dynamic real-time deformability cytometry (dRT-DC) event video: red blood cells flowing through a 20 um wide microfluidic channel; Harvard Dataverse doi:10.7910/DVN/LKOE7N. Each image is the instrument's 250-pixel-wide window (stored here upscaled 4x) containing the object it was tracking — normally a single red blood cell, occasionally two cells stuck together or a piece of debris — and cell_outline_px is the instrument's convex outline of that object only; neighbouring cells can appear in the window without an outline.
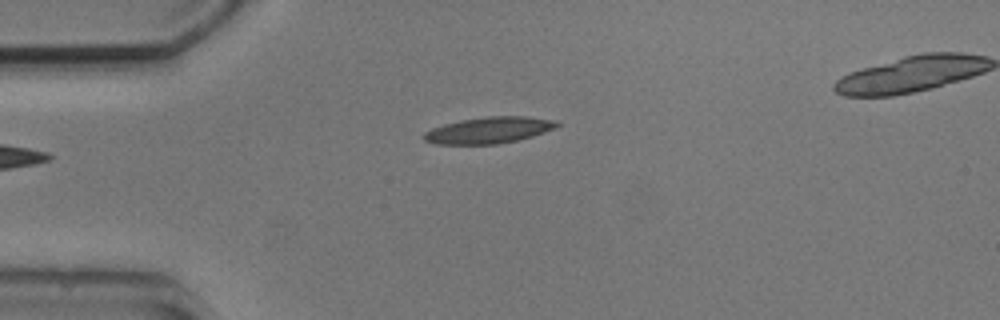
{"species": "common noctule bat (a hibernating species)", "species_latin": "Nyctalus noctula", "temperature_condition": "cold", "stored_images_in_passage": 4, "camera_frame_rate_fps": 3000, "um_per_image_px": 0.085, "animal": {"sex": "male", "body_mass_g": 20.5, "forearm_length_mm": 52.5}, "frame": {"image": 1, "passage_image": 4, "time_ms": 3.667, "image_size_px": [1000, 320], "cell_outline_px": [[560, 124], [556, 128], [532, 136], [516, 140], [496, 144], [436, 144], [424, 140], [424, 132], [432, 128], [444, 124], [460, 120], [488, 116], [528, 116], [556, 120]], "centroid_in_image_um": [41.57, 11.05], "position_along_channel_um": 43.4, "area_um2": 20.4}}